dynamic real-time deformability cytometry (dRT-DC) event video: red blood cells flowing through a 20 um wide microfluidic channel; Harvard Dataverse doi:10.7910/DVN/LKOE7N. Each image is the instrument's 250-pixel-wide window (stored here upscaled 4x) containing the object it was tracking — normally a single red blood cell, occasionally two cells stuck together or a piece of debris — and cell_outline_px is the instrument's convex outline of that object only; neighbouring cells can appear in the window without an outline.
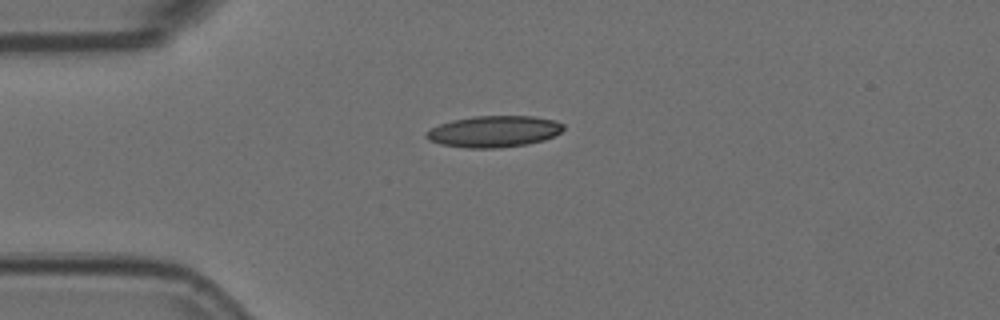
{"species": "Egyptian fruit bat (a non-hibernating species)", "species_latin": "Rousettus aegyptiacus", "temperature_condition": "room temperature", "stored_images_in_passage": 7, "camera_frame_rate_fps": 3000, "um_per_image_px": 0.085, "animal": {"sex": "female"}, "frame": {"image": 1, "passage_image": 1, "time_ms": 0.0, "image_size_px": [1000, 320], "cell_outline_px": [[564, 128], [560, 132], [544, 140], [524, 144], [500, 148], [464, 148], [440, 144], [428, 140], [424, 136], [424, 132], [440, 124], [452, 120], [476, 116], [532, 116], [556, 120], [564, 124]], "centroid_in_image_um": [41.95, 11.17], "position_along_channel_um": 43.0, "area_um2": 25.14}}
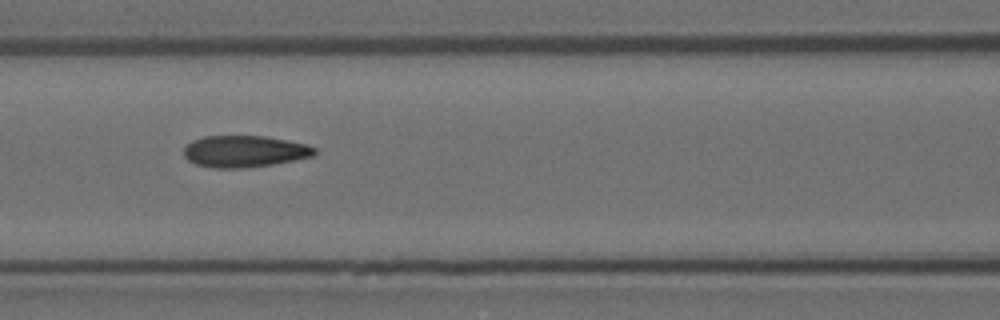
{"frame": {"image": 2, "passage_image": 4, "time_ms": 1.0, "image_size_px": [1000, 320], "cell_outline_px": [[316, 152], [312, 156], [296, 160], [272, 164], [240, 168], [212, 168], [196, 164], [188, 160], [184, 156], [184, 148], [192, 140], [204, 136], [264, 136], [288, 140], [308, 144], [316, 148]], "centroid_in_image_um": [20.79, 12.86], "position_along_channel_um": 145.8, "area_um2": 24.16}}
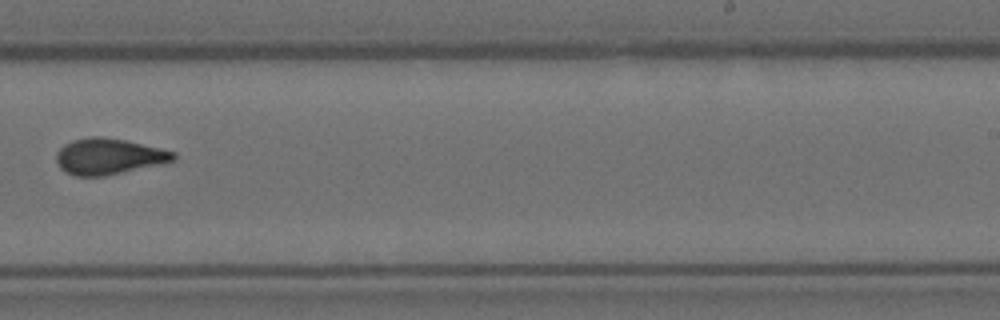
{"frame": {"image": 3, "passage_image": 7, "time_ms": 2.0, "image_size_px": [1000, 320], "cell_outline_px": [[176, 160], [164, 164], [104, 176], [76, 176], [64, 172], [60, 168], [56, 160], [56, 152], [64, 144], [72, 140], [92, 136], [100, 136], [124, 140], [160, 148], [176, 152]], "centroid_in_image_um": [9.25, 13.3], "position_along_channel_um": 279.8, "area_um2": 24.8}}